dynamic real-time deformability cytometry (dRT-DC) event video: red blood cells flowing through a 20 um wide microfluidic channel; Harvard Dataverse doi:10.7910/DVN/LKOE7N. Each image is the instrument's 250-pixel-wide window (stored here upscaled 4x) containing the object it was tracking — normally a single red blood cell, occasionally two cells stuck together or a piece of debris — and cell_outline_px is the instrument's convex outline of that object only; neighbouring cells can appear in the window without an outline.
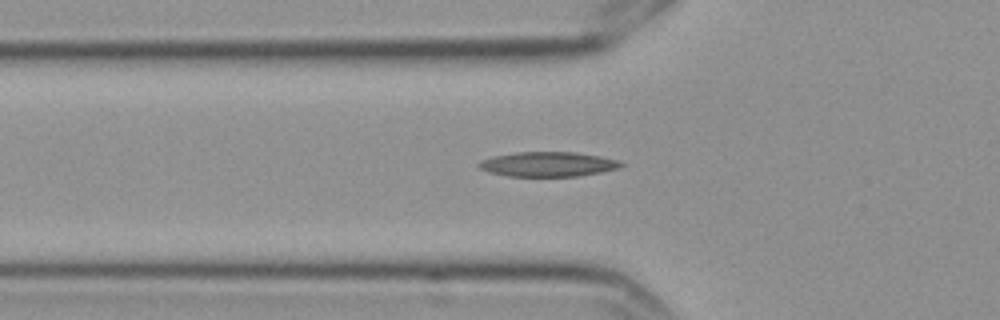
{"species": "Egyptian fruit bat (a non-hibernating species)", "species_latin": "Rousettus aegyptiacus", "temperature_condition": "cold", "stored_images_in_passage": 6, "segment_of_instrument_passage": [2, 2], "camera_frame_rate_fps": 3000, "um_per_image_px": 0.085, "frame": {"image": 1, "passage_image": 6, "time_ms": 1.667, "image_size_px": [1000, 320], "cell_outline_px": [[624, 164], [620, 168], [600, 172], [576, 176], [508, 176], [488, 172], [480, 168], [476, 164], [492, 156], [516, 152], [576, 152], [600, 156], [620, 160]], "centroid_in_image_um": [46.6, 13.95], "position_along_channel_um": 79.2, "area_um2": 20.46}}